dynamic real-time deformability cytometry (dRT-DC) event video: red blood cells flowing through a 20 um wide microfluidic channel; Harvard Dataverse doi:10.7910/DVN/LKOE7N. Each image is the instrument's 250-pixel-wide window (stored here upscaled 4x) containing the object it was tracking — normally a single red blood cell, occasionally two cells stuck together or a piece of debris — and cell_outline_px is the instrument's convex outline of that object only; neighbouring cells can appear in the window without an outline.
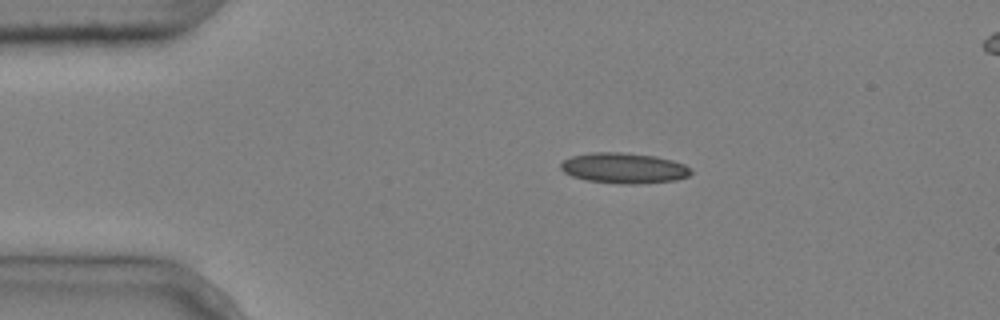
{"species": "common noctule bat (a hibernating species)", "species_latin": "Nyctalus noctula", "temperature_condition": "cold", "stored_images_in_passage": 4, "camera_frame_rate_fps": 3000, "um_per_image_px": 0.085, "animal": {"sex": "male", "body_mass_g": 20.4}, "frame": {"image": 1, "passage_image": 1, "time_ms": 0.0, "image_size_px": [1000, 320], "cell_outline_px": [[692, 172], [688, 176], [676, 180], [640, 184], [620, 184], [584, 180], [572, 176], [564, 172], [560, 168], [560, 164], [564, 160], [572, 156], [592, 152], [620, 152], [656, 156], [672, 160], [684, 164], [692, 168]], "centroid_in_image_um": [53.04, 14.29], "position_along_channel_um": 32.0, "area_um2": 23.35}}